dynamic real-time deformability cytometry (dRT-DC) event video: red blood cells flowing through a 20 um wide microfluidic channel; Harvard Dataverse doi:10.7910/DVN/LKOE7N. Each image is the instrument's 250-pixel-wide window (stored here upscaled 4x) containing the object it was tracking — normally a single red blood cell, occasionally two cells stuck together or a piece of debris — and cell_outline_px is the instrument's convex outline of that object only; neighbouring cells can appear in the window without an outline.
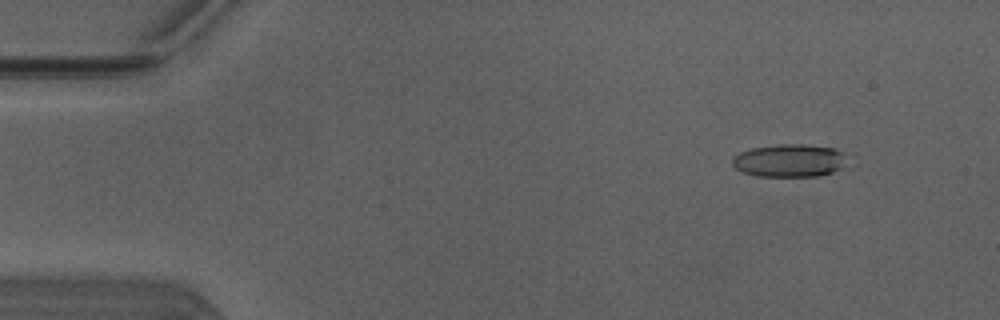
{"species": "Egyptian fruit bat (a non-hibernating species)", "species_latin": "Rousettus aegyptiacus", "temperature_condition": "warm", "stored_images_in_passage": 51, "camera_frame_rate_fps": 3000, "um_per_image_px": 0.085, "animal": {"sex": "male"}, "frame": {"image": 1, "passage_image": 6, "time_ms": 1.667, "image_size_px": [1000, 320], "cell_outline_px": [[840, 168], [832, 172], [816, 176], [756, 176], [744, 172], [736, 168], [732, 164], [732, 156], [740, 152], [752, 148], [776, 144], [804, 144], [836, 148], [840, 152]], "centroid_in_image_um": [66.98, 13.64], "position_along_channel_um": 18.0, "area_um2": 21.5}}
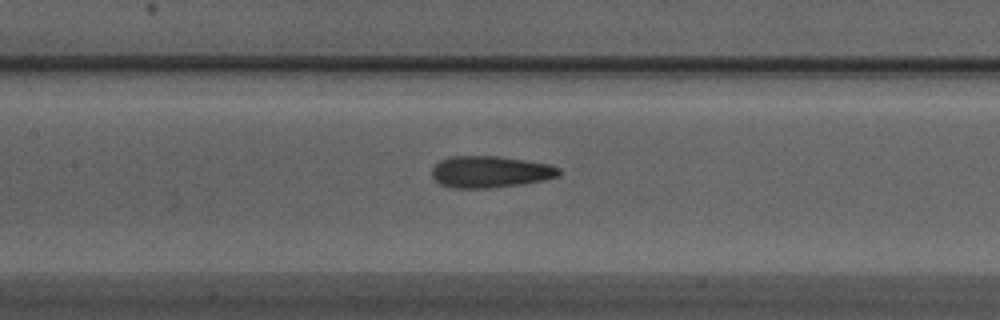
{"frame": {"image": 2, "passage_image": 24, "time_ms": 7.667, "image_size_px": [1000, 320], "cell_outline_px": [[560, 172], [556, 176], [544, 180], [520, 184], [488, 188], [452, 188], [440, 184], [432, 176], [432, 168], [440, 160], [452, 156], [496, 156], [524, 160], [548, 164], [560, 168]], "centroid_in_image_um": [41.63, 14.6], "position_along_channel_um": 165.8, "area_um2": 23.24}}
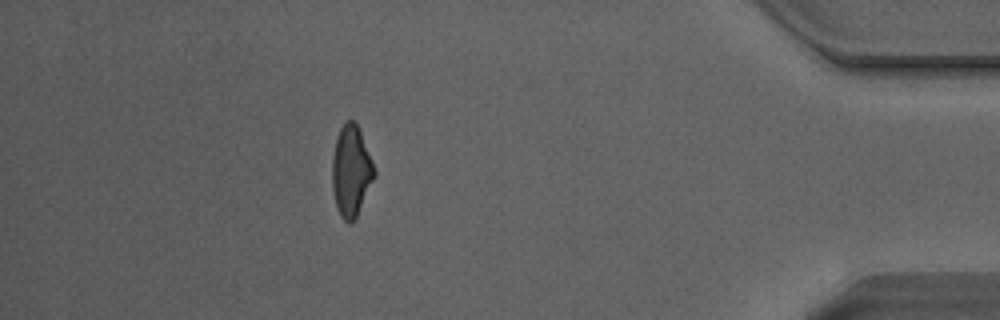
{"frame": {"image": 3, "passage_image": 45, "time_ms": 14.667, "image_size_px": [1000, 320], "cell_outline_px": [[376, 172], [356, 216], [348, 224], [340, 216], [336, 208], [332, 188], [332, 160], [336, 136], [340, 128], [348, 120], [356, 120]], "centroid_in_image_um": [29.81, 14.51], "position_along_channel_um": 405.4, "area_um2": 22.02}, "authors_computed_cell_mechanics": {"area_um2": 22.3686, "velocity_mm_per_s": 4.1467, "shape_relaxation_time_tau1_ms": 6.0317, "shape_relaxation_time_tau2_ms": 1.8025, "deformation_change_tau1": 0.1768, "deformation_change_tau2": 0.1238}}